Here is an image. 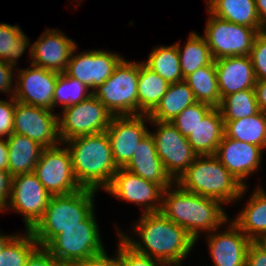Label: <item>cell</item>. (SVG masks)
<instances>
[{
	"label": "cell",
	"instance_id": "cell-1",
	"mask_svg": "<svg viewBox=\"0 0 266 266\" xmlns=\"http://www.w3.org/2000/svg\"><path fill=\"white\" fill-rule=\"evenodd\" d=\"M137 235L143 241L135 242L133 238L123 233L119 235L136 252L148 255L154 259L179 266L184 257L196 243V240L181 226L158 213H142V216L134 227Z\"/></svg>",
	"mask_w": 266,
	"mask_h": 266
},
{
	"label": "cell",
	"instance_id": "cell-2",
	"mask_svg": "<svg viewBox=\"0 0 266 266\" xmlns=\"http://www.w3.org/2000/svg\"><path fill=\"white\" fill-rule=\"evenodd\" d=\"M163 190L160 213L184 228L195 240L200 231L215 232L228 221L219 200L200 196L182 189ZM165 195V196H164Z\"/></svg>",
	"mask_w": 266,
	"mask_h": 266
},
{
	"label": "cell",
	"instance_id": "cell-3",
	"mask_svg": "<svg viewBox=\"0 0 266 266\" xmlns=\"http://www.w3.org/2000/svg\"><path fill=\"white\" fill-rule=\"evenodd\" d=\"M68 149L76 181L82 188L106 189L119 169L114 162L111 144L105 132L70 139Z\"/></svg>",
	"mask_w": 266,
	"mask_h": 266
},
{
	"label": "cell",
	"instance_id": "cell-4",
	"mask_svg": "<svg viewBox=\"0 0 266 266\" xmlns=\"http://www.w3.org/2000/svg\"><path fill=\"white\" fill-rule=\"evenodd\" d=\"M175 182L185 191L219 200L222 204L241 198L246 190L214 155L197 156Z\"/></svg>",
	"mask_w": 266,
	"mask_h": 266
},
{
	"label": "cell",
	"instance_id": "cell-5",
	"mask_svg": "<svg viewBox=\"0 0 266 266\" xmlns=\"http://www.w3.org/2000/svg\"><path fill=\"white\" fill-rule=\"evenodd\" d=\"M97 190L82 188L67 195H51L44 216L31 230L41 247H46L64 229L79 226L94 211Z\"/></svg>",
	"mask_w": 266,
	"mask_h": 266
},
{
	"label": "cell",
	"instance_id": "cell-6",
	"mask_svg": "<svg viewBox=\"0 0 266 266\" xmlns=\"http://www.w3.org/2000/svg\"><path fill=\"white\" fill-rule=\"evenodd\" d=\"M139 63L122 59L112 75L93 95L107 107L114 116L138 115Z\"/></svg>",
	"mask_w": 266,
	"mask_h": 266
},
{
	"label": "cell",
	"instance_id": "cell-7",
	"mask_svg": "<svg viewBox=\"0 0 266 266\" xmlns=\"http://www.w3.org/2000/svg\"><path fill=\"white\" fill-rule=\"evenodd\" d=\"M94 211L79 226L64 229L45 248L59 262L78 263L104 251Z\"/></svg>",
	"mask_w": 266,
	"mask_h": 266
},
{
	"label": "cell",
	"instance_id": "cell-8",
	"mask_svg": "<svg viewBox=\"0 0 266 266\" xmlns=\"http://www.w3.org/2000/svg\"><path fill=\"white\" fill-rule=\"evenodd\" d=\"M62 113L58 117L61 143L79 136L105 132L114 117L93 94L78 104L63 108Z\"/></svg>",
	"mask_w": 266,
	"mask_h": 266
},
{
	"label": "cell",
	"instance_id": "cell-9",
	"mask_svg": "<svg viewBox=\"0 0 266 266\" xmlns=\"http://www.w3.org/2000/svg\"><path fill=\"white\" fill-rule=\"evenodd\" d=\"M210 15L204 38L213 59L250 55L258 32L254 28L231 23L211 13Z\"/></svg>",
	"mask_w": 266,
	"mask_h": 266
},
{
	"label": "cell",
	"instance_id": "cell-10",
	"mask_svg": "<svg viewBox=\"0 0 266 266\" xmlns=\"http://www.w3.org/2000/svg\"><path fill=\"white\" fill-rule=\"evenodd\" d=\"M33 173L50 195H67L82 189L75 179L68 147L44 148Z\"/></svg>",
	"mask_w": 266,
	"mask_h": 266
},
{
	"label": "cell",
	"instance_id": "cell-11",
	"mask_svg": "<svg viewBox=\"0 0 266 266\" xmlns=\"http://www.w3.org/2000/svg\"><path fill=\"white\" fill-rule=\"evenodd\" d=\"M150 122L158 127L154 134L151 133L157 154L162 160L166 173L173 181H177L198 155L193 151L187 137L183 136L171 122Z\"/></svg>",
	"mask_w": 266,
	"mask_h": 266
},
{
	"label": "cell",
	"instance_id": "cell-12",
	"mask_svg": "<svg viewBox=\"0 0 266 266\" xmlns=\"http://www.w3.org/2000/svg\"><path fill=\"white\" fill-rule=\"evenodd\" d=\"M50 197L33 172L20 174L12 177L10 205L5 209L10 207L22 214L26 230H32L44 216Z\"/></svg>",
	"mask_w": 266,
	"mask_h": 266
},
{
	"label": "cell",
	"instance_id": "cell-13",
	"mask_svg": "<svg viewBox=\"0 0 266 266\" xmlns=\"http://www.w3.org/2000/svg\"><path fill=\"white\" fill-rule=\"evenodd\" d=\"M13 133L27 136L44 148L58 146V116L52 110L16 101ZM58 142V143H57Z\"/></svg>",
	"mask_w": 266,
	"mask_h": 266
},
{
	"label": "cell",
	"instance_id": "cell-14",
	"mask_svg": "<svg viewBox=\"0 0 266 266\" xmlns=\"http://www.w3.org/2000/svg\"><path fill=\"white\" fill-rule=\"evenodd\" d=\"M144 119L150 118L147 114L114 116L108 126L106 134L118 168H124L129 163L138 143L149 133Z\"/></svg>",
	"mask_w": 266,
	"mask_h": 266
},
{
	"label": "cell",
	"instance_id": "cell-15",
	"mask_svg": "<svg viewBox=\"0 0 266 266\" xmlns=\"http://www.w3.org/2000/svg\"><path fill=\"white\" fill-rule=\"evenodd\" d=\"M105 190L118 199L145 206V214L160 212L163 189L125 168L117 170L111 184Z\"/></svg>",
	"mask_w": 266,
	"mask_h": 266
},
{
	"label": "cell",
	"instance_id": "cell-16",
	"mask_svg": "<svg viewBox=\"0 0 266 266\" xmlns=\"http://www.w3.org/2000/svg\"><path fill=\"white\" fill-rule=\"evenodd\" d=\"M74 48L65 73L84 83L92 92L102 85L123 59L118 54L101 50L86 51L74 55Z\"/></svg>",
	"mask_w": 266,
	"mask_h": 266
},
{
	"label": "cell",
	"instance_id": "cell-17",
	"mask_svg": "<svg viewBox=\"0 0 266 266\" xmlns=\"http://www.w3.org/2000/svg\"><path fill=\"white\" fill-rule=\"evenodd\" d=\"M19 70L14 93L16 101L52 110L54 88L59 73L35 65Z\"/></svg>",
	"mask_w": 266,
	"mask_h": 266
},
{
	"label": "cell",
	"instance_id": "cell-18",
	"mask_svg": "<svg viewBox=\"0 0 266 266\" xmlns=\"http://www.w3.org/2000/svg\"><path fill=\"white\" fill-rule=\"evenodd\" d=\"M262 151V147L223 135L214 156L237 181L246 187L243 180L260 166Z\"/></svg>",
	"mask_w": 266,
	"mask_h": 266
},
{
	"label": "cell",
	"instance_id": "cell-19",
	"mask_svg": "<svg viewBox=\"0 0 266 266\" xmlns=\"http://www.w3.org/2000/svg\"><path fill=\"white\" fill-rule=\"evenodd\" d=\"M59 30H46L40 39L32 44L29 55L35 65L57 73H64L76 42Z\"/></svg>",
	"mask_w": 266,
	"mask_h": 266
},
{
	"label": "cell",
	"instance_id": "cell-20",
	"mask_svg": "<svg viewBox=\"0 0 266 266\" xmlns=\"http://www.w3.org/2000/svg\"><path fill=\"white\" fill-rule=\"evenodd\" d=\"M208 234V246L215 266H246L247 250L252 242L233 222L227 231ZM218 232V233H217Z\"/></svg>",
	"mask_w": 266,
	"mask_h": 266
},
{
	"label": "cell",
	"instance_id": "cell-21",
	"mask_svg": "<svg viewBox=\"0 0 266 266\" xmlns=\"http://www.w3.org/2000/svg\"><path fill=\"white\" fill-rule=\"evenodd\" d=\"M214 61L221 100L232 93L254 89L257 80L250 55L224 57Z\"/></svg>",
	"mask_w": 266,
	"mask_h": 266
},
{
	"label": "cell",
	"instance_id": "cell-22",
	"mask_svg": "<svg viewBox=\"0 0 266 266\" xmlns=\"http://www.w3.org/2000/svg\"><path fill=\"white\" fill-rule=\"evenodd\" d=\"M124 168L158 184L163 190L171 187L174 183L165 171L162 160L157 154L155 140L150 132L138 143L132 159Z\"/></svg>",
	"mask_w": 266,
	"mask_h": 266
},
{
	"label": "cell",
	"instance_id": "cell-23",
	"mask_svg": "<svg viewBox=\"0 0 266 266\" xmlns=\"http://www.w3.org/2000/svg\"><path fill=\"white\" fill-rule=\"evenodd\" d=\"M224 135V121L219 107H213L187 137L198 156L214 155Z\"/></svg>",
	"mask_w": 266,
	"mask_h": 266
},
{
	"label": "cell",
	"instance_id": "cell-24",
	"mask_svg": "<svg viewBox=\"0 0 266 266\" xmlns=\"http://www.w3.org/2000/svg\"><path fill=\"white\" fill-rule=\"evenodd\" d=\"M8 143V172L14 177L32 173L44 147L27 136L12 133Z\"/></svg>",
	"mask_w": 266,
	"mask_h": 266
},
{
	"label": "cell",
	"instance_id": "cell-25",
	"mask_svg": "<svg viewBox=\"0 0 266 266\" xmlns=\"http://www.w3.org/2000/svg\"><path fill=\"white\" fill-rule=\"evenodd\" d=\"M206 5L220 19L262 31L255 0H207Z\"/></svg>",
	"mask_w": 266,
	"mask_h": 266
},
{
	"label": "cell",
	"instance_id": "cell-26",
	"mask_svg": "<svg viewBox=\"0 0 266 266\" xmlns=\"http://www.w3.org/2000/svg\"><path fill=\"white\" fill-rule=\"evenodd\" d=\"M196 102L193 91L184 80L172 83L157 106L148 114L149 121L172 122L187 106Z\"/></svg>",
	"mask_w": 266,
	"mask_h": 266
},
{
	"label": "cell",
	"instance_id": "cell-27",
	"mask_svg": "<svg viewBox=\"0 0 266 266\" xmlns=\"http://www.w3.org/2000/svg\"><path fill=\"white\" fill-rule=\"evenodd\" d=\"M245 208L232 221L251 241L266 234V193L258 188Z\"/></svg>",
	"mask_w": 266,
	"mask_h": 266
},
{
	"label": "cell",
	"instance_id": "cell-28",
	"mask_svg": "<svg viewBox=\"0 0 266 266\" xmlns=\"http://www.w3.org/2000/svg\"><path fill=\"white\" fill-rule=\"evenodd\" d=\"M170 83L144 63H139L138 115L149 114L160 102Z\"/></svg>",
	"mask_w": 266,
	"mask_h": 266
},
{
	"label": "cell",
	"instance_id": "cell-29",
	"mask_svg": "<svg viewBox=\"0 0 266 266\" xmlns=\"http://www.w3.org/2000/svg\"><path fill=\"white\" fill-rule=\"evenodd\" d=\"M224 135L264 149L266 148V114L259 111L249 117L224 121Z\"/></svg>",
	"mask_w": 266,
	"mask_h": 266
},
{
	"label": "cell",
	"instance_id": "cell-30",
	"mask_svg": "<svg viewBox=\"0 0 266 266\" xmlns=\"http://www.w3.org/2000/svg\"><path fill=\"white\" fill-rule=\"evenodd\" d=\"M184 81L193 91L197 102L207 103L213 107L220 106L221 97L215 61L207 66L198 68L194 73L186 76Z\"/></svg>",
	"mask_w": 266,
	"mask_h": 266
},
{
	"label": "cell",
	"instance_id": "cell-31",
	"mask_svg": "<svg viewBox=\"0 0 266 266\" xmlns=\"http://www.w3.org/2000/svg\"><path fill=\"white\" fill-rule=\"evenodd\" d=\"M176 43L183 78L194 73L198 68L211 64L214 59L204 36L191 32L183 49Z\"/></svg>",
	"mask_w": 266,
	"mask_h": 266
},
{
	"label": "cell",
	"instance_id": "cell-32",
	"mask_svg": "<svg viewBox=\"0 0 266 266\" xmlns=\"http://www.w3.org/2000/svg\"><path fill=\"white\" fill-rule=\"evenodd\" d=\"M144 64L170 84L184 80L176 44L154 48Z\"/></svg>",
	"mask_w": 266,
	"mask_h": 266
},
{
	"label": "cell",
	"instance_id": "cell-33",
	"mask_svg": "<svg viewBox=\"0 0 266 266\" xmlns=\"http://www.w3.org/2000/svg\"><path fill=\"white\" fill-rule=\"evenodd\" d=\"M219 109L223 121L238 120L260 111L254 89L241 90L225 96L221 100Z\"/></svg>",
	"mask_w": 266,
	"mask_h": 266
},
{
	"label": "cell",
	"instance_id": "cell-34",
	"mask_svg": "<svg viewBox=\"0 0 266 266\" xmlns=\"http://www.w3.org/2000/svg\"><path fill=\"white\" fill-rule=\"evenodd\" d=\"M28 37L20 27L6 23L0 24V61L15 67L17 59L25 52L26 46H31Z\"/></svg>",
	"mask_w": 266,
	"mask_h": 266
},
{
	"label": "cell",
	"instance_id": "cell-35",
	"mask_svg": "<svg viewBox=\"0 0 266 266\" xmlns=\"http://www.w3.org/2000/svg\"><path fill=\"white\" fill-rule=\"evenodd\" d=\"M24 236L14 235L0 252V266H25L31 253L39 246L31 230Z\"/></svg>",
	"mask_w": 266,
	"mask_h": 266
},
{
	"label": "cell",
	"instance_id": "cell-36",
	"mask_svg": "<svg viewBox=\"0 0 266 266\" xmlns=\"http://www.w3.org/2000/svg\"><path fill=\"white\" fill-rule=\"evenodd\" d=\"M88 90L84 83L68 76L65 72L59 73L54 88L52 111L59 102L65 108L86 100L93 94Z\"/></svg>",
	"mask_w": 266,
	"mask_h": 266
},
{
	"label": "cell",
	"instance_id": "cell-37",
	"mask_svg": "<svg viewBox=\"0 0 266 266\" xmlns=\"http://www.w3.org/2000/svg\"><path fill=\"white\" fill-rule=\"evenodd\" d=\"M212 108L207 103L196 102L187 106L171 123L183 136L188 137Z\"/></svg>",
	"mask_w": 266,
	"mask_h": 266
},
{
	"label": "cell",
	"instance_id": "cell-38",
	"mask_svg": "<svg viewBox=\"0 0 266 266\" xmlns=\"http://www.w3.org/2000/svg\"><path fill=\"white\" fill-rule=\"evenodd\" d=\"M250 58L256 80H266V31H260L255 36Z\"/></svg>",
	"mask_w": 266,
	"mask_h": 266
},
{
	"label": "cell",
	"instance_id": "cell-39",
	"mask_svg": "<svg viewBox=\"0 0 266 266\" xmlns=\"http://www.w3.org/2000/svg\"><path fill=\"white\" fill-rule=\"evenodd\" d=\"M120 238V260L122 266H167L166 263L148 255L136 252L126 241Z\"/></svg>",
	"mask_w": 266,
	"mask_h": 266
},
{
	"label": "cell",
	"instance_id": "cell-40",
	"mask_svg": "<svg viewBox=\"0 0 266 266\" xmlns=\"http://www.w3.org/2000/svg\"><path fill=\"white\" fill-rule=\"evenodd\" d=\"M10 101L0 100V139L13 133L16 100L12 96Z\"/></svg>",
	"mask_w": 266,
	"mask_h": 266
},
{
	"label": "cell",
	"instance_id": "cell-41",
	"mask_svg": "<svg viewBox=\"0 0 266 266\" xmlns=\"http://www.w3.org/2000/svg\"><path fill=\"white\" fill-rule=\"evenodd\" d=\"M58 263L45 247L38 246L27 259L25 266H58Z\"/></svg>",
	"mask_w": 266,
	"mask_h": 266
},
{
	"label": "cell",
	"instance_id": "cell-42",
	"mask_svg": "<svg viewBox=\"0 0 266 266\" xmlns=\"http://www.w3.org/2000/svg\"><path fill=\"white\" fill-rule=\"evenodd\" d=\"M117 251L118 254H116L117 256L114 259L108 257L106 252L102 251L101 253L86 258L78 263L80 266H122L120 260V243Z\"/></svg>",
	"mask_w": 266,
	"mask_h": 266
},
{
	"label": "cell",
	"instance_id": "cell-43",
	"mask_svg": "<svg viewBox=\"0 0 266 266\" xmlns=\"http://www.w3.org/2000/svg\"><path fill=\"white\" fill-rule=\"evenodd\" d=\"M246 266H266V249L257 241H252L248 247Z\"/></svg>",
	"mask_w": 266,
	"mask_h": 266
},
{
	"label": "cell",
	"instance_id": "cell-44",
	"mask_svg": "<svg viewBox=\"0 0 266 266\" xmlns=\"http://www.w3.org/2000/svg\"><path fill=\"white\" fill-rule=\"evenodd\" d=\"M13 66L8 65L4 61H0V92H6V93H11V91H15V88H13Z\"/></svg>",
	"mask_w": 266,
	"mask_h": 266
},
{
	"label": "cell",
	"instance_id": "cell-45",
	"mask_svg": "<svg viewBox=\"0 0 266 266\" xmlns=\"http://www.w3.org/2000/svg\"><path fill=\"white\" fill-rule=\"evenodd\" d=\"M12 176L8 171L0 169V208L5 211L8 204L7 199L10 197Z\"/></svg>",
	"mask_w": 266,
	"mask_h": 266
},
{
	"label": "cell",
	"instance_id": "cell-46",
	"mask_svg": "<svg viewBox=\"0 0 266 266\" xmlns=\"http://www.w3.org/2000/svg\"><path fill=\"white\" fill-rule=\"evenodd\" d=\"M254 90L259 110L266 114V80H257Z\"/></svg>",
	"mask_w": 266,
	"mask_h": 266
},
{
	"label": "cell",
	"instance_id": "cell-47",
	"mask_svg": "<svg viewBox=\"0 0 266 266\" xmlns=\"http://www.w3.org/2000/svg\"><path fill=\"white\" fill-rule=\"evenodd\" d=\"M0 169L8 171V143L6 139H0Z\"/></svg>",
	"mask_w": 266,
	"mask_h": 266
},
{
	"label": "cell",
	"instance_id": "cell-48",
	"mask_svg": "<svg viewBox=\"0 0 266 266\" xmlns=\"http://www.w3.org/2000/svg\"><path fill=\"white\" fill-rule=\"evenodd\" d=\"M262 31H266V0H255Z\"/></svg>",
	"mask_w": 266,
	"mask_h": 266
},
{
	"label": "cell",
	"instance_id": "cell-49",
	"mask_svg": "<svg viewBox=\"0 0 266 266\" xmlns=\"http://www.w3.org/2000/svg\"><path fill=\"white\" fill-rule=\"evenodd\" d=\"M13 237V235H1L0 234V252H2V249L4 245Z\"/></svg>",
	"mask_w": 266,
	"mask_h": 266
},
{
	"label": "cell",
	"instance_id": "cell-50",
	"mask_svg": "<svg viewBox=\"0 0 266 266\" xmlns=\"http://www.w3.org/2000/svg\"><path fill=\"white\" fill-rule=\"evenodd\" d=\"M58 266H80L79 263L72 262H59Z\"/></svg>",
	"mask_w": 266,
	"mask_h": 266
},
{
	"label": "cell",
	"instance_id": "cell-51",
	"mask_svg": "<svg viewBox=\"0 0 266 266\" xmlns=\"http://www.w3.org/2000/svg\"><path fill=\"white\" fill-rule=\"evenodd\" d=\"M257 242L266 249V234L263 235Z\"/></svg>",
	"mask_w": 266,
	"mask_h": 266
}]
</instances>
